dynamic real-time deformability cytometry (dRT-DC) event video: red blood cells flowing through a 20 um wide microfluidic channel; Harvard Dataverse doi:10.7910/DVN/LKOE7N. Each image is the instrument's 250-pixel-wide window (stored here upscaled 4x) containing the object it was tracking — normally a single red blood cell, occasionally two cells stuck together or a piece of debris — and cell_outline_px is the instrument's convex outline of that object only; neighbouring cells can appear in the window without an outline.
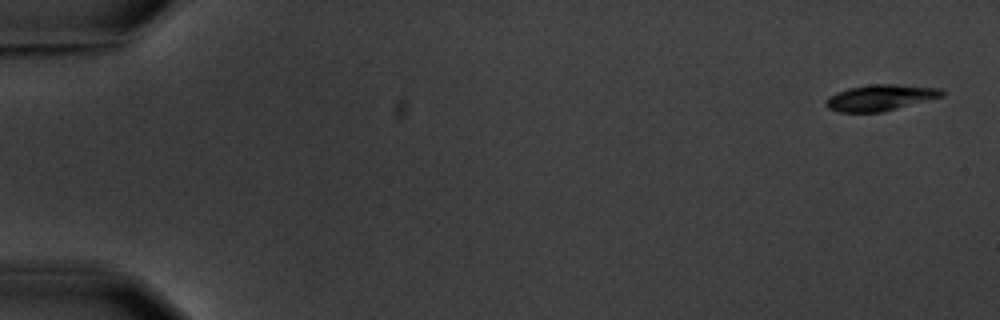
{"species": "common noctule bat (a hibernating species)", "species_latin": "Nyctalus noctula", "temperature_condition": "warm", "stored_images_in_passage": 6, "camera_frame_rate_fps": 3000, "um_per_image_px": 0.085, "animal": {"sex": "male", "body_mass_g": 20.1, "forearm_length_mm": 53.5}, "frame": {"image": 1, "passage_image": 1, "time_ms": 0.0, "image_size_px": [1000, 320], "cell_outline_px": [[944, 96], [880, 112], [840, 112], [828, 108], [824, 104], [824, 100], [836, 92], [848, 88], [872, 84], [896, 84], [940, 88], [944, 92]], "centroid_in_image_um": [74.79, 8.29], "position_along_channel_um": 10.2, "area_um2": 17.51}}
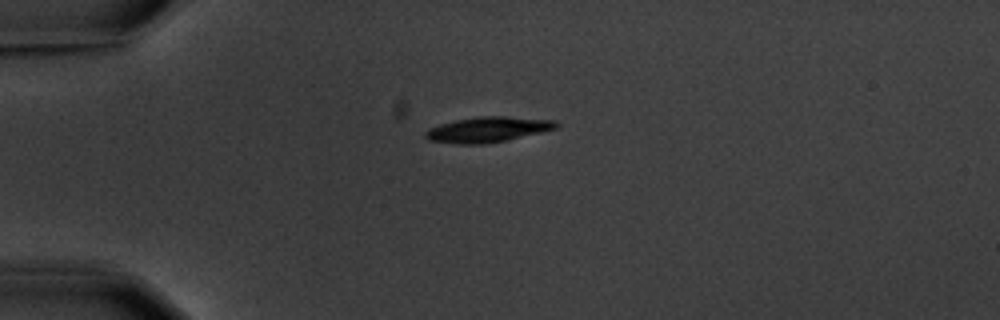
{"frame": {"image": 2, "passage_image": 4, "time_ms": 4.333, "image_size_px": [1000, 320], "cell_outline_px": [[560, 124], [556, 128], [540, 132], [504, 140], [484, 144], [456, 144], [428, 140], [424, 136], [424, 132], [428, 128], [440, 124], [456, 120], [476, 116], [504, 116], [556, 120]], "centroid_in_image_um": [41.41, 11.0], "position_along_channel_um": 43.6, "area_um2": 19.25}}